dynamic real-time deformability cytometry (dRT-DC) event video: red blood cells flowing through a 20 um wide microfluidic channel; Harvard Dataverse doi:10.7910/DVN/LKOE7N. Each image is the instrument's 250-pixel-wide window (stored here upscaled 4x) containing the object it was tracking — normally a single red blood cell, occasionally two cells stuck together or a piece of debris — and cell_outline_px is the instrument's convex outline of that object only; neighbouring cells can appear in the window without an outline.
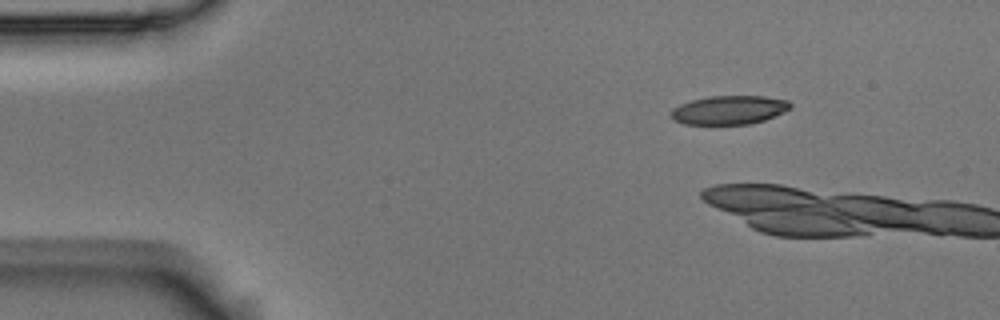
{"species": "Egyptian fruit bat (a non-hibernating species)", "species_latin": "Rousettus aegyptiacus", "temperature_condition": "room temperature", "stored_images_in_passage": 2, "camera_frame_rate_fps": 3000, "um_per_image_px": 0.085, "animal": {"sex": "male"}, "frame": {"image": 1, "passage_image": 1, "time_ms": 0.0, "image_size_px": [1000, 320], "cell_outline_px": [[792, 108], [784, 112], [764, 120], [752, 124], [684, 124], [676, 120], [672, 116], [672, 108], [680, 104], [692, 100], [708, 96], [764, 96], [788, 100], [792, 104]], "centroid_in_image_um": [62.02, 9.34], "position_along_channel_um": 23.0, "area_um2": 20.0}}